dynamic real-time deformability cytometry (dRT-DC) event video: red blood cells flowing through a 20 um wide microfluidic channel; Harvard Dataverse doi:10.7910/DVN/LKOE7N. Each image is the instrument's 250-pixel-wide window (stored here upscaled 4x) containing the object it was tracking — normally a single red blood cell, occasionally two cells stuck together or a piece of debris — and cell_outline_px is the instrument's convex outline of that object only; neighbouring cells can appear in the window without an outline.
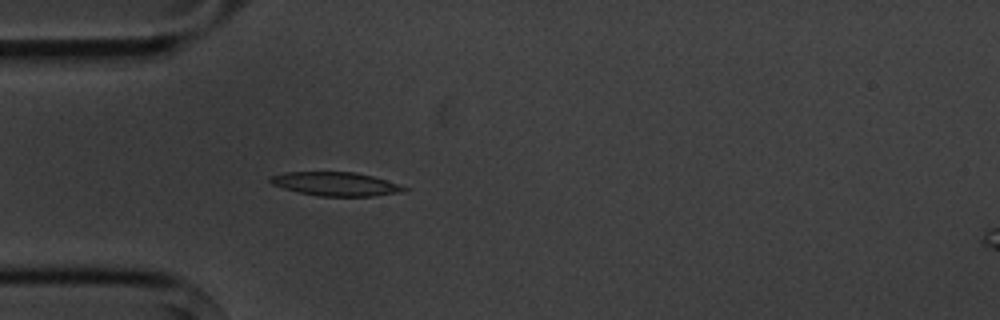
{"species": "common noctule bat (a hibernating species)", "species_latin": "Nyctalus noctula", "temperature_condition": "cold", "stored_images_in_passage": 4, "camera_frame_rate_fps": 3000, "um_per_image_px": 0.085, "animal": {"sex": "male", "body_mass_g": 20.1, "forearm_length_mm": 53.5}, "frame": {"image": 1, "passage_image": 4, "time_ms": 3.333, "image_size_px": [1000, 320], "cell_outline_px": [[408, 188], [404, 192], [372, 196], [320, 196], [300, 192], [284, 188], [272, 184], [268, 180], [268, 176], [288, 172], [356, 172], [372, 176]], "centroid_in_image_um": [28.5, 15.63], "position_along_channel_um": 56.5, "area_um2": 18.26}}